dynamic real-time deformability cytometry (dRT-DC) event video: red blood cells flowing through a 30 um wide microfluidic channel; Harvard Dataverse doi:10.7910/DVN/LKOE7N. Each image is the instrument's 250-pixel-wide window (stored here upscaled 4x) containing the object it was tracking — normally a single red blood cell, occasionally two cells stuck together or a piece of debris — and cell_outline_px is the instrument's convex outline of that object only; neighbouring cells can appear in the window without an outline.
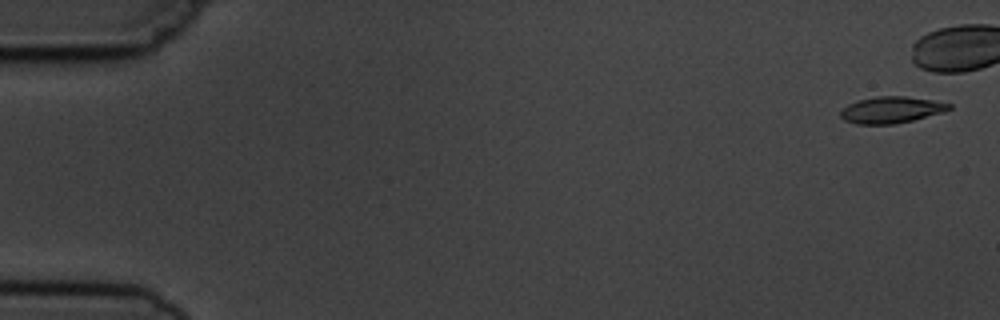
{"species": "common noctule bat (a hibernating species)", "species_latin": "Nyctalus noctula", "temperature_condition": "cold", "stored_images_in_passage": 7, "camera_frame_rate_fps": 3000, "um_per_image_px": 0.085, "animal": {"sex": "male", "body_mass_g": 19.5, "forearm_length_mm": 54.6}, "frame": {"image": 1, "passage_image": 1, "time_ms": 0.0, "image_size_px": [1000, 320], "cell_outline_px": [[952, 108], [944, 112], [912, 120], [892, 124], [856, 124], [844, 120], [840, 116], [840, 112], [848, 104], [860, 100], [880, 96], [904, 96], [932, 100], [952, 104]], "centroid_in_image_um": [75.77, 9.34], "position_along_channel_um": 9.2, "area_um2": 16.59}}